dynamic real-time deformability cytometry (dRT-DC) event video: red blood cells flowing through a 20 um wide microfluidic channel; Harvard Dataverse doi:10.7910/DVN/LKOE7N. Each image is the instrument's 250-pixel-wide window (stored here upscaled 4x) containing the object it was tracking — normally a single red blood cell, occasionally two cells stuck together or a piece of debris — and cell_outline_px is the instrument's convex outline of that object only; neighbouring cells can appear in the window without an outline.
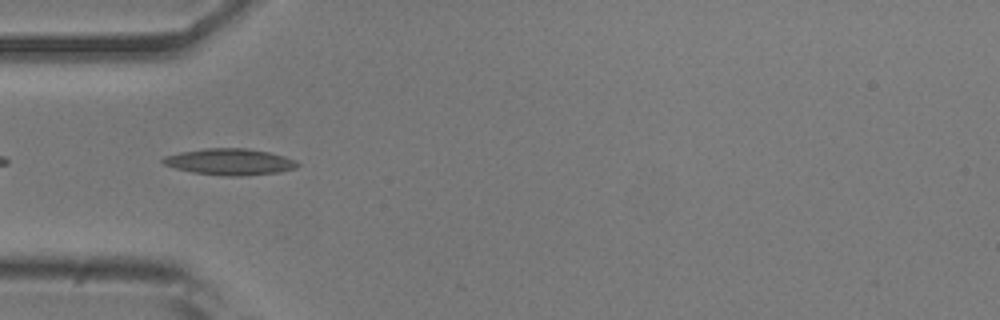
{"species": "common noctule bat (a hibernating species)", "species_latin": "Nyctalus noctula", "temperature_condition": "room temperature", "stored_images_in_passage": 5, "camera_frame_rate_fps": 3000, "um_per_image_px": 0.085, "animal": {"sex": "male", "body_mass_g": 20.5, "forearm_length_mm": 52.5}, "frame": {"image": 1, "passage_image": 2, "time_ms": 0.333, "image_size_px": [1000, 320], "cell_outline_px": [[300, 164], [296, 168], [280, 172], [240, 176], [224, 176], [192, 172], [176, 168], [164, 164], [160, 160], [164, 156], [180, 152], [204, 148], [244, 148], [268, 152], [284, 156]], "centroid_in_image_um": [19.5, 13.75], "position_along_channel_um": 65.5, "area_um2": 20.58}}